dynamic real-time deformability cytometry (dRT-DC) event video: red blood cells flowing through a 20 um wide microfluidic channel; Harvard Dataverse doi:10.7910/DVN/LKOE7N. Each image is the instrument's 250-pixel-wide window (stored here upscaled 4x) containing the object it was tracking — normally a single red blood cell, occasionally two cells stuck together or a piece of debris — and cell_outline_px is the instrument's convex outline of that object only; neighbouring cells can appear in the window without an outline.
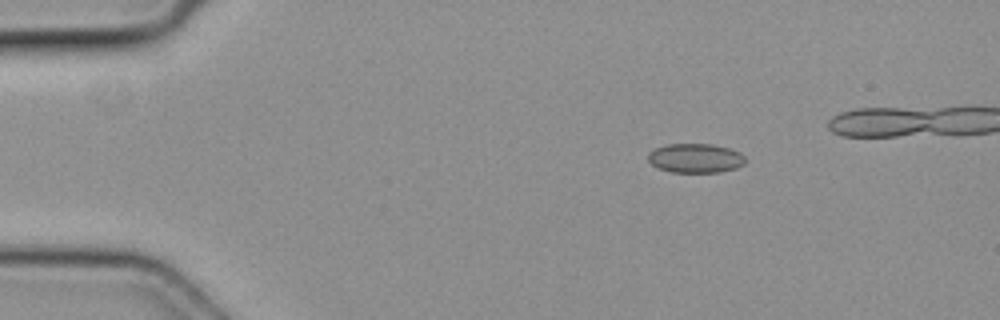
{"species": "common noctule bat (a hibernating species)", "species_latin": "Nyctalus noctula", "temperature_condition": "cold", "stored_images_in_passage": 7, "camera_frame_rate_fps": 3000, "um_per_image_px": 0.085, "animal": {"sex": "female", "body_mass_g": 19.3, "forearm_length_mm": 54.1}, "frame": {"image": 1, "passage_image": 2, "time_ms": 0.333, "image_size_px": [1000, 320], "cell_outline_px": [[744, 164], [736, 168], [720, 172], [672, 172], [656, 168], [648, 160], [648, 152], [656, 148], [668, 144], [712, 144], [728, 148], [740, 152], [744, 156]], "centroid_in_image_um": [59.09, 13.45], "position_along_channel_um": 25.9, "area_um2": 16.59}}